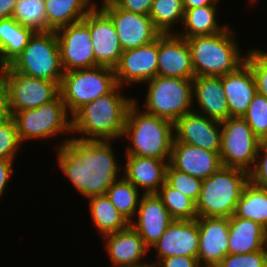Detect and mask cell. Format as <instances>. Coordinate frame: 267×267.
Masks as SVG:
<instances>
[{
  "instance_id": "1",
  "label": "cell",
  "mask_w": 267,
  "mask_h": 267,
  "mask_svg": "<svg viewBox=\"0 0 267 267\" xmlns=\"http://www.w3.org/2000/svg\"><path fill=\"white\" fill-rule=\"evenodd\" d=\"M112 141H84L65 138L58 146V165L84 197L105 195L118 179L119 166Z\"/></svg>"
},
{
  "instance_id": "2",
  "label": "cell",
  "mask_w": 267,
  "mask_h": 267,
  "mask_svg": "<svg viewBox=\"0 0 267 267\" xmlns=\"http://www.w3.org/2000/svg\"><path fill=\"white\" fill-rule=\"evenodd\" d=\"M123 87L117 85L110 93L81 107L72 117L73 137L84 141H113L122 138L127 111L134 98L121 95ZM120 92V93H119Z\"/></svg>"
},
{
  "instance_id": "3",
  "label": "cell",
  "mask_w": 267,
  "mask_h": 267,
  "mask_svg": "<svg viewBox=\"0 0 267 267\" xmlns=\"http://www.w3.org/2000/svg\"><path fill=\"white\" fill-rule=\"evenodd\" d=\"M136 102L134 98L127 111L122 139L129 138L131 145L126 148L125 155L170 160L174 123L139 110Z\"/></svg>"
},
{
  "instance_id": "4",
  "label": "cell",
  "mask_w": 267,
  "mask_h": 267,
  "mask_svg": "<svg viewBox=\"0 0 267 267\" xmlns=\"http://www.w3.org/2000/svg\"><path fill=\"white\" fill-rule=\"evenodd\" d=\"M229 25L214 35L187 38L195 77L223 76L245 62Z\"/></svg>"
},
{
  "instance_id": "5",
  "label": "cell",
  "mask_w": 267,
  "mask_h": 267,
  "mask_svg": "<svg viewBox=\"0 0 267 267\" xmlns=\"http://www.w3.org/2000/svg\"><path fill=\"white\" fill-rule=\"evenodd\" d=\"M248 182L247 171L222 166L202 182L201 192L196 201L198 217H231Z\"/></svg>"
},
{
  "instance_id": "6",
  "label": "cell",
  "mask_w": 267,
  "mask_h": 267,
  "mask_svg": "<svg viewBox=\"0 0 267 267\" xmlns=\"http://www.w3.org/2000/svg\"><path fill=\"white\" fill-rule=\"evenodd\" d=\"M117 86L114 68L97 66L64 72L59 91L70 117Z\"/></svg>"
},
{
  "instance_id": "7",
  "label": "cell",
  "mask_w": 267,
  "mask_h": 267,
  "mask_svg": "<svg viewBox=\"0 0 267 267\" xmlns=\"http://www.w3.org/2000/svg\"><path fill=\"white\" fill-rule=\"evenodd\" d=\"M26 76L56 82L64 75L55 31L35 32L17 59L8 66Z\"/></svg>"
},
{
  "instance_id": "8",
  "label": "cell",
  "mask_w": 267,
  "mask_h": 267,
  "mask_svg": "<svg viewBox=\"0 0 267 267\" xmlns=\"http://www.w3.org/2000/svg\"><path fill=\"white\" fill-rule=\"evenodd\" d=\"M145 83V112L175 123L193 111L192 79L155 76Z\"/></svg>"
},
{
  "instance_id": "9",
  "label": "cell",
  "mask_w": 267,
  "mask_h": 267,
  "mask_svg": "<svg viewBox=\"0 0 267 267\" xmlns=\"http://www.w3.org/2000/svg\"><path fill=\"white\" fill-rule=\"evenodd\" d=\"M12 115L21 143L72 133V120L68 118V111L60 94L51 102L37 108L12 112Z\"/></svg>"
},
{
  "instance_id": "10",
  "label": "cell",
  "mask_w": 267,
  "mask_h": 267,
  "mask_svg": "<svg viewBox=\"0 0 267 267\" xmlns=\"http://www.w3.org/2000/svg\"><path fill=\"white\" fill-rule=\"evenodd\" d=\"M261 140L253 133L243 117L221 121L222 166L249 172L255 163Z\"/></svg>"
},
{
  "instance_id": "11",
  "label": "cell",
  "mask_w": 267,
  "mask_h": 267,
  "mask_svg": "<svg viewBox=\"0 0 267 267\" xmlns=\"http://www.w3.org/2000/svg\"><path fill=\"white\" fill-rule=\"evenodd\" d=\"M2 92L11 112L37 108L60 94L56 82L29 77L9 67L2 68Z\"/></svg>"
},
{
  "instance_id": "12",
  "label": "cell",
  "mask_w": 267,
  "mask_h": 267,
  "mask_svg": "<svg viewBox=\"0 0 267 267\" xmlns=\"http://www.w3.org/2000/svg\"><path fill=\"white\" fill-rule=\"evenodd\" d=\"M64 72L95 67L90 28L79 21L55 31Z\"/></svg>"
},
{
  "instance_id": "13",
  "label": "cell",
  "mask_w": 267,
  "mask_h": 267,
  "mask_svg": "<svg viewBox=\"0 0 267 267\" xmlns=\"http://www.w3.org/2000/svg\"><path fill=\"white\" fill-rule=\"evenodd\" d=\"M82 21L90 28L95 67L114 68L123 50L111 18L103 10L91 9Z\"/></svg>"
},
{
  "instance_id": "14",
  "label": "cell",
  "mask_w": 267,
  "mask_h": 267,
  "mask_svg": "<svg viewBox=\"0 0 267 267\" xmlns=\"http://www.w3.org/2000/svg\"><path fill=\"white\" fill-rule=\"evenodd\" d=\"M158 38L151 43L124 50L114 67L117 85L145 83L157 76Z\"/></svg>"
},
{
  "instance_id": "15",
  "label": "cell",
  "mask_w": 267,
  "mask_h": 267,
  "mask_svg": "<svg viewBox=\"0 0 267 267\" xmlns=\"http://www.w3.org/2000/svg\"><path fill=\"white\" fill-rule=\"evenodd\" d=\"M103 11L111 18L123 51L149 44L161 35L149 15L127 12L118 6Z\"/></svg>"
},
{
  "instance_id": "16",
  "label": "cell",
  "mask_w": 267,
  "mask_h": 267,
  "mask_svg": "<svg viewBox=\"0 0 267 267\" xmlns=\"http://www.w3.org/2000/svg\"><path fill=\"white\" fill-rule=\"evenodd\" d=\"M220 154L221 122L197 112L181 116L174 123V140Z\"/></svg>"
},
{
  "instance_id": "17",
  "label": "cell",
  "mask_w": 267,
  "mask_h": 267,
  "mask_svg": "<svg viewBox=\"0 0 267 267\" xmlns=\"http://www.w3.org/2000/svg\"><path fill=\"white\" fill-rule=\"evenodd\" d=\"M157 76L183 79L195 77L187 39L176 33L158 37Z\"/></svg>"
},
{
  "instance_id": "18",
  "label": "cell",
  "mask_w": 267,
  "mask_h": 267,
  "mask_svg": "<svg viewBox=\"0 0 267 267\" xmlns=\"http://www.w3.org/2000/svg\"><path fill=\"white\" fill-rule=\"evenodd\" d=\"M201 267H216L228 254L229 218L197 217Z\"/></svg>"
},
{
  "instance_id": "19",
  "label": "cell",
  "mask_w": 267,
  "mask_h": 267,
  "mask_svg": "<svg viewBox=\"0 0 267 267\" xmlns=\"http://www.w3.org/2000/svg\"><path fill=\"white\" fill-rule=\"evenodd\" d=\"M157 260L171 256L197 257L199 249L198 221L173 220L159 240L154 243Z\"/></svg>"
},
{
  "instance_id": "20",
  "label": "cell",
  "mask_w": 267,
  "mask_h": 267,
  "mask_svg": "<svg viewBox=\"0 0 267 267\" xmlns=\"http://www.w3.org/2000/svg\"><path fill=\"white\" fill-rule=\"evenodd\" d=\"M136 215L137 220L133 219L130 225L142 237L149 249L174 220L157 194H143Z\"/></svg>"
},
{
  "instance_id": "21",
  "label": "cell",
  "mask_w": 267,
  "mask_h": 267,
  "mask_svg": "<svg viewBox=\"0 0 267 267\" xmlns=\"http://www.w3.org/2000/svg\"><path fill=\"white\" fill-rule=\"evenodd\" d=\"M169 164L176 170L202 180L221 167L220 154L179 141H173Z\"/></svg>"
},
{
  "instance_id": "22",
  "label": "cell",
  "mask_w": 267,
  "mask_h": 267,
  "mask_svg": "<svg viewBox=\"0 0 267 267\" xmlns=\"http://www.w3.org/2000/svg\"><path fill=\"white\" fill-rule=\"evenodd\" d=\"M103 238L114 267H151V263L140 262L150 249L131 225L124 230L106 234Z\"/></svg>"
},
{
  "instance_id": "23",
  "label": "cell",
  "mask_w": 267,
  "mask_h": 267,
  "mask_svg": "<svg viewBox=\"0 0 267 267\" xmlns=\"http://www.w3.org/2000/svg\"><path fill=\"white\" fill-rule=\"evenodd\" d=\"M229 117H243L257 93L250 65L245 61L235 71L221 76Z\"/></svg>"
},
{
  "instance_id": "24",
  "label": "cell",
  "mask_w": 267,
  "mask_h": 267,
  "mask_svg": "<svg viewBox=\"0 0 267 267\" xmlns=\"http://www.w3.org/2000/svg\"><path fill=\"white\" fill-rule=\"evenodd\" d=\"M123 166L124 177L134 184L143 194H157L164 185L166 169L170 160L126 155Z\"/></svg>"
},
{
  "instance_id": "25",
  "label": "cell",
  "mask_w": 267,
  "mask_h": 267,
  "mask_svg": "<svg viewBox=\"0 0 267 267\" xmlns=\"http://www.w3.org/2000/svg\"><path fill=\"white\" fill-rule=\"evenodd\" d=\"M192 97L196 99L201 115L217 121L229 118L227 99L221 76H198L192 79Z\"/></svg>"
},
{
  "instance_id": "26",
  "label": "cell",
  "mask_w": 267,
  "mask_h": 267,
  "mask_svg": "<svg viewBox=\"0 0 267 267\" xmlns=\"http://www.w3.org/2000/svg\"><path fill=\"white\" fill-rule=\"evenodd\" d=\"M267 250V229L250 219L229 217L228 254Z\"/></svg>"
},
{
  "instance_id": "27",
  "label": "cell",
  "mask_w": 267,
  "mask_h": 267,
  "mask_svg": "<svg viewBox=\"0 0 267 267\" xmlns=\"http://www.w3.org/2000/svg\"><path fill=\"white\" fill-rule=\"evenodd\" d=\"M34 33L14 18L0 19V68L10 66L17 59Z\"/></svg>"
},
{
  "instance_id": "28",
  "label": "cell",
  "mask_w": 267,
  "mask_h": 267,
  "mask_svg": "<svg viewBox=\"0 0 267 267\" xmlns=\"http://www.w3.org/2000/svg\"><path fill=\"white\" fill-rule=\"evenodd\" d=\"M47 31L82 21L92 9L90 0H45Z\"/></svg>"
},
{
  "instance_id": "29",
  "label": "cell",
  "mask_w": 267,
  "mask_h": 267,
  "mask_svg": "<svg viewBox=\"0 0 267 267\" xmlns=\"http://www.w3.org/2000/svg\"><path fill=\"white\" fill-rule=\"evenodd\" d=\"M216 6L217 5H206L185 10L182 22L185 30L176 32V34L187 39L190 37L208 36L222 32L228 24L222 27L219 26L216 19L218 15V8Z\"/></svg>"
},
{
  "instance_id": "30",
  "label": "cell",
  "mask_w": 267,
  "mask_h": 267,
  "mask_svg": "<svg viewBox=\"0 0 267 267\" xmlns=\"http://www.w3.org/2000/svg\"><path fill=\"white\" fill-rule=\"evenodd\" d=\"M91 219L101 235L126 229L130 222L116 209L108 196L98 195L88 199Z\"/></svg>"
},
{
  "instance_id": "31",
  "label": "cell",
  "mask_w": 267,
  "mask_h": 267,
  "mask_svg": "<svg viewBox=\"0 0 267 267\" xmlns=\"http://www.w3.org/2000/svg\"><path fill=\"white\" fill-rule=\"evenodd\" d=\"M234 215L250 219L267 229V188L248 182L242 190Z\"/></svg>"
},
{
  "instance_id": "32",
  "label": "cell",
  "mask_w": 267,
  "mask_h": 267,
  "mask_svg": "<svg viewBox=\"0 0 267 267\" xmlns=\"http://www.w3.org/2000/svg\"><path fill=\"white\" fill-rule=\"evenodd\" d=\"M116 209L131 223L136 217L141 199L138 188L124 176L117 179L106 191Z\"/></svg>"
},
{
  "instance_id": "33",
  "label": "cell",
  "mask_w": 267,
  "mask_h": 267,
  "mask_svg": "<svg viewBox=\"0 0 267 267\" xmlns=\"http://www.w3.org/2000/svg\"><path fill=\"white\" fill-rule=\"evenodd\" d=\"M184 12L182 0H154L149 16L161 34H174L172 27L183 22Z\"/></svg>"
},
{
  "instance_id": "34",
  "label": "cell",
  "mask_w": 267,
  "mask_h": 267,
  "mask_svg": "<svg viewBox=\"0 0 267 267\" xmlns=\"http://www.w3.org/2000/svg\"><path fill=\"white\" fill-rule=\"evenodd\" d=\"M157 195L174 220H194L198 217L196 203L179 190L170 187L166 182L159 189Z\"/></svg>"
},
{
  "instance_id": "35",
  "label": "cell",
  "mask_w": 267,
  "mask_h": 267,
  "mask_svg": "<svg viewBox=\"0 0 267 267\" xmlns=\"http://www.w3.org/2000/svg\"><path fill=\"white\" fill-rule=\"evenodd\" d=\"M44 4L45 0H17L12 18L35 32L47 31Z\"/></svg>"
},
{
  "instance_id": "36",
  "label": "cell",
  "mask_w": 267,
  "mask_h": 267,
  "mask_svg": "<svg viewBox=\"0 0 267 267\" xmlns=\"http://www.w3.org/2000/svg\"><path fill=\"white\" fill-rule=\"evenodd\" d=\"M243 118L261 141L267 140V98L265 96L257 92Z\"/></svg>"
},
{
  "instance_id": "37",
  "label": "cell",
  "mask_w": 267,
  "mask_h": 267,
  "mask_svg": "<svg viewBox=\"0 0 267 267\" xmlns=\"http://www.w3.org/2000/svg\"><path fill=\"white\" fill-rule=\"evenodd\" d=\"M165 182L191 198L195 203L199 198L203 180L187 173L180 172L168 164Z\"/></svg>"
},
{
  "instance_id": "38",
  "label": "cell",
  "mask_w": 267,
  "mask_h": 267,
  "mask_svg": "<svg viewBox=\"0 0 267 267\" xmlns=\"http://www.w3.org/2000/svg\"><path fill=\"white\" fill-rule=\"evenodd\" d=\"M245 61L253 72L257 92L267 98V52L259 49L248 50Z\"/></svg>"
},
{
  "instance_id": "39",
  "label": "cell",
  "mask_w": 267,
  "mask_h": 267,
  "mask_svg": "<svg viewBox=\"0 0 267 267\" xmlns=\"http://www.w3.org/2000/svg\"><path fill=\"white\" fill-rule=\"evenodd\" d=\"M21 144L16 122L12 118L0 127V160L14 161Z\"/></svg>"
},
{
  "instance_id": "40",
  "label": "cell",
  "mask_w": 267,
  "mask_h": 267,
  "mask_svg": "<svg viewBox=\"0 0 267 267\" xmlns=\"http://www.w3.org/2000/svg\"><path fill=\"white\" fill-rule=\"evenodd\" d=\"M267 250H259L239 255L227 254L216 267H264Z\"/></svg>"
},
{
  "instance_id": "41",
  "label": "cell",
  "mask_w": 267,
  "mask_h": 267,
  "mask_svg": "<svg viewBox=\"0 0 267 267\" xmlns=\"http://www.w3.org/2000/svg\"><path fill=\"white\" fill-rule=\"evenodd\" d=\"M248 177L253 185L267 188V140L261 141L255 163L248 172Z\"/></svg>"
},
{
  "instance_id": "42",
  "label": "cell",
  "mask_w": 267,
  "mask_h": 267,
  "mask_svg": "<svg viewBox=\"0 0 267 267\" xmlns=\"http://www.w3.org/2000/svg\"><path fill=\"white\" fill-rule=\"evenodd\" d=\"M157 262H151V267H201L197 257L182 255L166 257Z\"/></svg>"
},
{
  "instance_id": "43",
  "label": "cell",
  "mask_w": 267,
  "mask_h": 267,
  "mask_svg": "<svg viewBox=\"0 0 267 267\" xmlns=\"http://www.w3.org/2000/svg\"><path fill=\"white\" fill-rule=\"evenodd\" d=\"M154 0H122L118 7L127 12L149 15Z\"/></svg>"
},
{
  "instance_id": "44",
  "label": "cell",
  "mask_w": 267,
  "mask_h": 267,
  "mask_svg": "<svg viewBox=\"0 0 267 267\" xmlns=\"http://www.w3.org/2000/svg\"><path fill=\"white\" fill-rule=\"evenodd\" d=\"M13 163L11 160H0V197L5 194V189L8 187V180L13 173Z\"/></svg>"
},
{
  "instance_id": "45",
  "label": "cell",
  "mask_w": 267,
  "mask_h": 267,
  "mask_svg": "<svg viewBox=\"0 0 267 267\" xmlns=\"http://www.w3.org/2000/svg\"><path fill=\"white\" fill-rule=\"evenodd\" d=\"M13 118L7 98L3 92L0 93V127Z\"/></svg>"
},
{
  "instance_id": "46",
  "label": "cell",
  "mask_w": 267,
  "mask_h": 267,
  "mask_svg": "<svg viewBox=\"0 0 267 267\" xmlns=\"http://www.w3.org/2000/svg\"><path fill=\"white\" fill-rule=\"evenodd\" d=\"M17 0H0V19L12 18Z\"/></svg>"
},
{
  "instance_id": "47",
  "label": "cell",
  "mask_w": 267,
  "mask_h": 267,
  "mask_svg": "<svg viewBox=\"0 0 267 267\" xmlns=\"http://www.w3.org/2000/svg\"><path fill=\"white\" fill-rule=\"evenodd\" d=\"M219 0H182L184 10L203 7L206 5H217Z\"/></svg>"
},
{
  "instance_id": "48",
  "label": "cell",
  "mask_w": 267,
  "mask_h": 267,
  "mask_svg": "<svg viewBox=\"0 0 267 267\" xmlns=\"http://www.w3.org/2000/svg\"><path fill=\"white\" fill-rule=\"evenodd\" d=\"M92 1L93 0H90V4H91V8L92 9L105 10V9L110 8V7H113V6H118L119 3L122 0H102V5H101L100 8L97 6L96 2L94 3V1L93 2Z\"/></svg>"
},
{
  "instance_id": "49",
  "label": "cell",
  "mask_w": 267,
  "mask_h": 267,
  "mask_svg": "<svg viewBox=\"0 0 267 267\" xmlns=\"http://www.w3.org/2000/svg\"><path fill=\"white\" fill-rule=\"evenodd\" d=\"M2 92V80H0V93Z\"/></svg>"
},
{
  "instance_id": "50",
  "label": "cell",
  "mask_w": 267,
  "mask_h": 267,
  "mask_svg": "<svg viewBox=\"0 0 267 267\" xmlns=\"http://www.w3.org/2000/svg\"><path fill=\"white\" fill-rule=\"evenodd\" d=\"M0 80H2V68H0Z\"/></svg>"
},
{
  "instance_id": "51",
  "label": "cell",
  "mask_w": 267,
  "mask_h": 267,
  "mask_svg": "<svg viewBox=\"0 0 267 267\" xmlns=\"http://www.w3.org/2000/svg\"><path fill=\"white\" fill-rule=\"evenodd\" d=\"M256 2V0H249V3L254 4Z\"/></svg>"
}]
</instances>
